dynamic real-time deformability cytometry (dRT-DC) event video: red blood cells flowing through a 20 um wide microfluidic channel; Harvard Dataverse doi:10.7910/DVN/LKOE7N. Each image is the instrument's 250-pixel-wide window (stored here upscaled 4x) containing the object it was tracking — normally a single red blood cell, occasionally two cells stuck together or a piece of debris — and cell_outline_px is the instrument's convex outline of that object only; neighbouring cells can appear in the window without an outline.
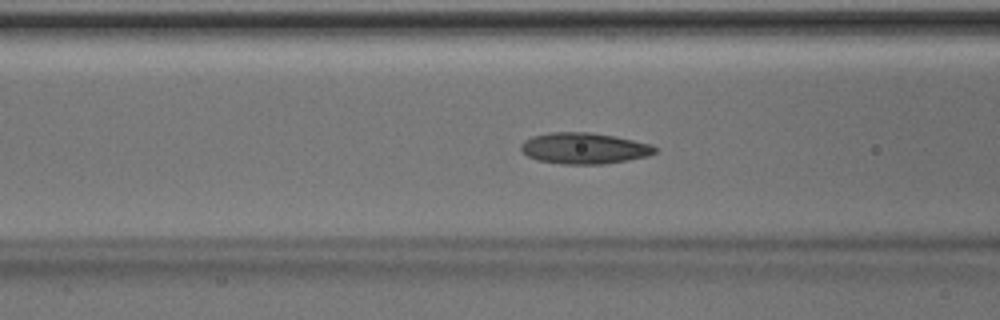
{"species": "Egyptian fruit bat (a non-hibernating species)", "species_latin": "Rousettus aegyptiacus", "temperature_condition": "room temperature", "stored_images_in_passage": 36, "segment_of_instrument_passage": [1, 2], "camera_frame_rate_fps": 3000, "um_per_image_px": 0.085, "animal": {"sex": "male"}, "frame": {"image": 1, "passage_image": 5, "time_ms": 1.333, "image_size_px": [1000, 320], "cell_outline_px": [[656, 152], [648, 156], [628, 160], [604, 164], [564, 164], [536, 160], [528, 156], [520, 148], [520, 144], [524, 140], [532, 136], [548, 132], [588, 132], [616, 136], [652, 144], [656, 148]], "centroid_in_image_um": [49.65, 12.6], "position_along_channel_um": 117.0, "area_um2": 24.45}}
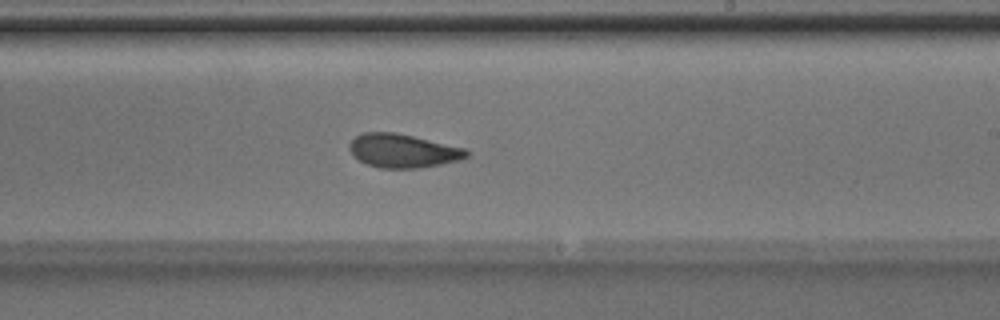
{"frame": {"image": 2, "passage_image": 15, "time_ms": 4.667, "image_size_px": [1000, 320], "cell_outline_px": [[468, 156], [464, 160], [416, 168], [380, 168], [368, 164], [360, 160], [348, 148], [348, 144], [356, 136], [364, 132], [396, 132], [464, 148], [468, 152]], "centroid_in_image_um": [34.26, 12.81], "position_along_channel_um": 254.7, "area_um2": 22.77}}
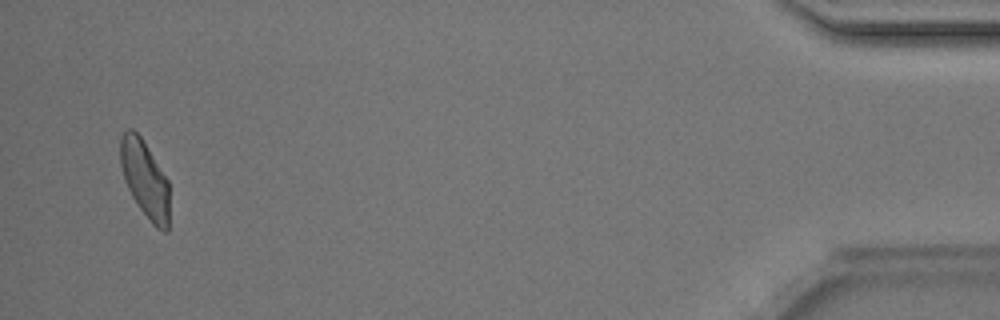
{"frame": {"image": 3, "passage_image": 33, "time_ms": 10.667, "image_size_px": [1000, 320], "cell_outline_px": [[168, 232], [164, 232], [156, 228], [152, 224], [140, 208], [132, 196], [124, 180], [120, 164], [120, 136], [128, 128], [132, 128], [140, 136], [168, 180]], "centroid_in_image_um": [12.3, 15.22], "position_along_channel_um": 422.9, "area_um2": 21.85}}